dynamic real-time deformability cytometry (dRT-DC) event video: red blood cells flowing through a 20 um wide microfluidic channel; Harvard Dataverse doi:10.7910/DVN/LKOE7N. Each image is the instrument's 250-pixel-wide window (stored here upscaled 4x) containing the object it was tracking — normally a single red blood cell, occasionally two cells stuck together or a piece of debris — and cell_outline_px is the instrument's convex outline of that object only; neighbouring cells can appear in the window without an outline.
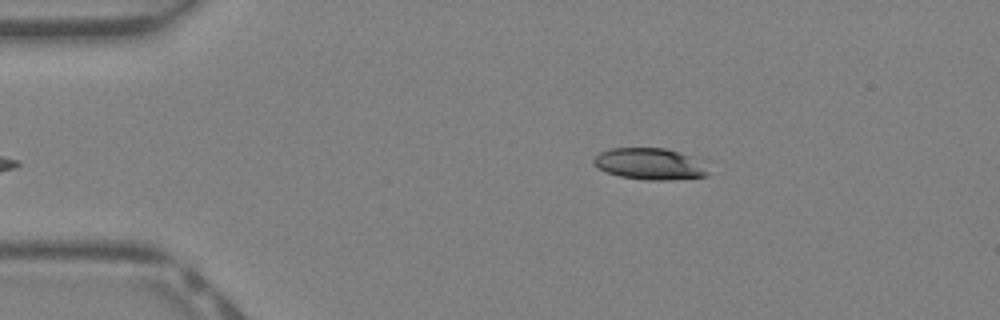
{"species": "Egyptian fruit bat (a non-hibernating species)", "species_latin": "Rousettus aegyptiacus", "temperature_condition": "warm", "stored_images_in_passage": 34, "camera_frame_rate_fps": 3000, "um_per_image_px": 0.085, "animal": {"sex": "female"}, "frame": {"image": 1, "passage_image": 1, "time_ms": 0.0, "image_size_px": [1000, 320], "cell_outline_px": [[708, 176], [668, 180], [644, 180], [620, 176], [596, 168], [592, 164], [592, 160], [600, 152], [608, 148], [664, 148], [688, 156], [708, 168]], "centroid_in_image_um": [55.15, 13.94], "position_along_channel_um": 29.9, "area_um2": 20.81}}
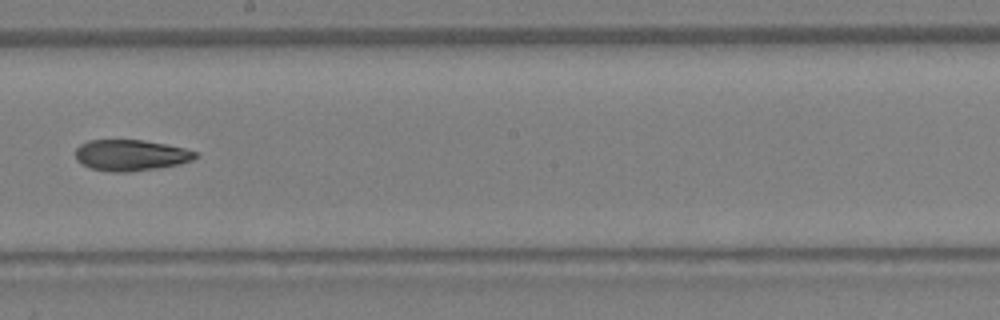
{"frame": {"image": 2, "passage_image": 17, "time_ms": 5.333, "image_size_px": [1000, 320], "cell_outline_px": [[200, 156], [192, 160], [180, 164], [156, 168], [128, 172], [112, 172], [88, 168], [80, 164], [76, 160], [76, 148], [80, 144], [88, 140], [140, 140], [164, 144], [184, 148], [200, 152]], "centroid_in_image_um": [11.11, 13.2], "position_along_channel_um": 237.1, "area_um2": 21.91}}
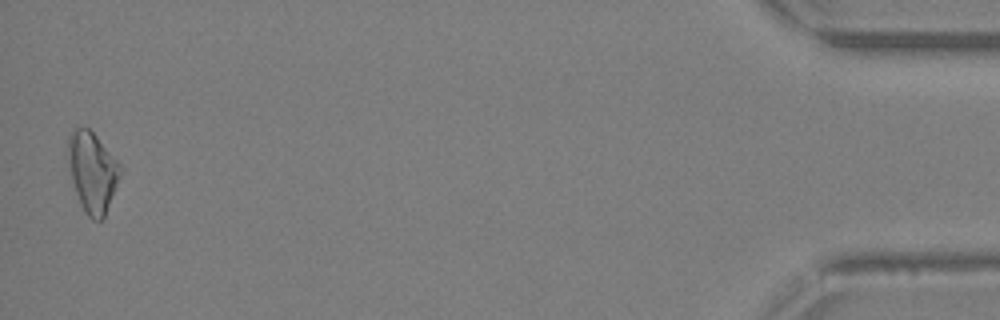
{"frame": {"image": 3, "passage_image": 34, "time_ms": 11.0, "image_size_px": [1000, 320], "cell_outline_px": [[120, 176], [104, 216], [100, 220], [92, 220], [84, 212], [80, 204], [72, 180], [68, 148], [68, 136], [76, 128], [88, 128], [96, 136], [120, 164]], "centroid_in_image_um": [7.85, 14.63], "position_along_channel_um": 427.4, "area_um2": 23.64}, "authors_computed_cell_mechanics": {"area_um2": 21.964, "velocity_mm_per_s": 4.9982, "shape_relaxation_time_tau1_ms": null, "shape_relaxation_time_tau2_ms": 7.1593, "deformation_change_tau1": null, "deformation_change_tau2": 0.1749}}